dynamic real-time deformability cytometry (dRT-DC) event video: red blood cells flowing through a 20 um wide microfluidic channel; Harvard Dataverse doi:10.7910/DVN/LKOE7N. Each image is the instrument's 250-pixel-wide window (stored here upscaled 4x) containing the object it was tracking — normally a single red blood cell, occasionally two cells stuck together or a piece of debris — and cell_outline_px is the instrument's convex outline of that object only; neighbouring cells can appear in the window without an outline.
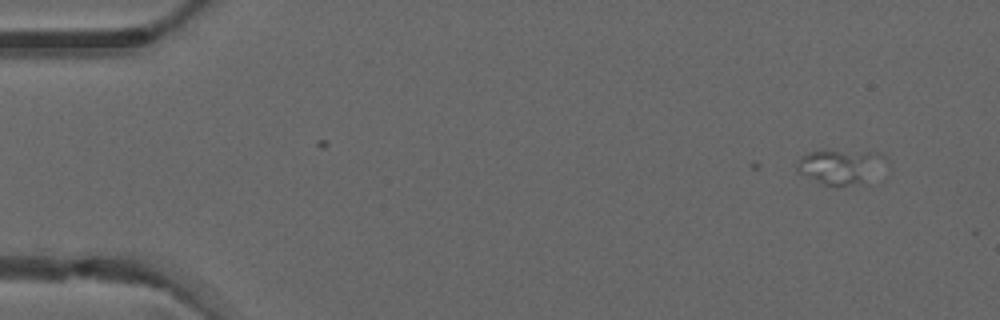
{"species": "common noctule bat (a hibernating species)", "species_latin": "Nyctalus noctula", "temperature_condition": "warm", "stored_images_in_passage": 2, "camera_frame_rate_fps": 3000, "um_per_image_px": 0.085, "animal": {"sex": "male", "forearm_length_mm": 52.5}, "frame": {"image": 1, "passage_image": 2, "time_ms": 0.333, "image_size_px": [1000, 320], "cell_outline_px": [[892, 168], [888, 176], [884, 180], [864, 184], [824, 184], [796, 172], [796, 160], [800, 156], [808, 152], [876, 152], [884, 156], [888, 160]], "centroid_in_image_um": [71.74, 14.22], "position_along_channel_um": 13.3, "area_um2": 19.25}}